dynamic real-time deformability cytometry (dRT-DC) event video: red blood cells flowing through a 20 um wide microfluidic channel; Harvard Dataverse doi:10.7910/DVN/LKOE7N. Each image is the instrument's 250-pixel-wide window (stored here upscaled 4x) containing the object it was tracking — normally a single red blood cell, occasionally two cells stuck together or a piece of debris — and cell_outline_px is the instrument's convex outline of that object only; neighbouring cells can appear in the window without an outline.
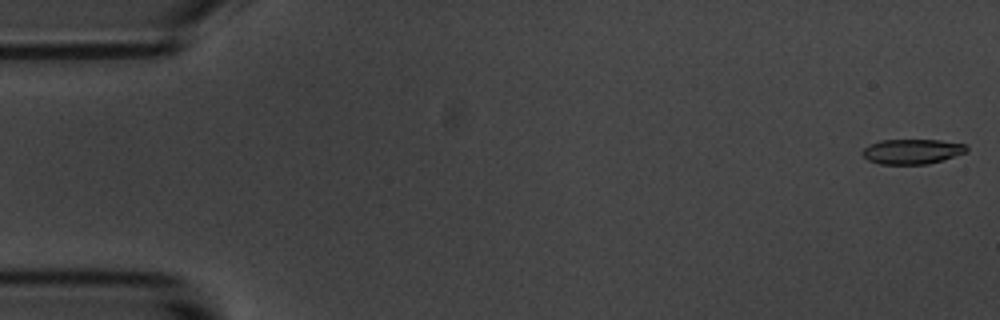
{"species": "common noctule bat (a hibernating species)", "species_latin": "Nyctalus noctula", "temperature_condition": "room temperature", "stored_images_in_passage": 8, "camera_frame_rate_fps": 3000, "um_per_image_px": 0.085, "animal": {"sex": "male", "body_mass_g": 20.1, "forearm_length_mm": 53.5}, "frame": {"image": 1, "passage_image": 1, "time_ms": 0.0, "image_size_px": [1000, 320], "cell_outline_px": [[968, 152], [928, 164], [880, 164], [868, 160], [860, 152], [864, 148], [880, 140], [940, 140], [968, 144]], "centroid_in_image_um": [77.57, 12.87], "position_along_channel_um": 7.4, "area_um2": 15.2}}
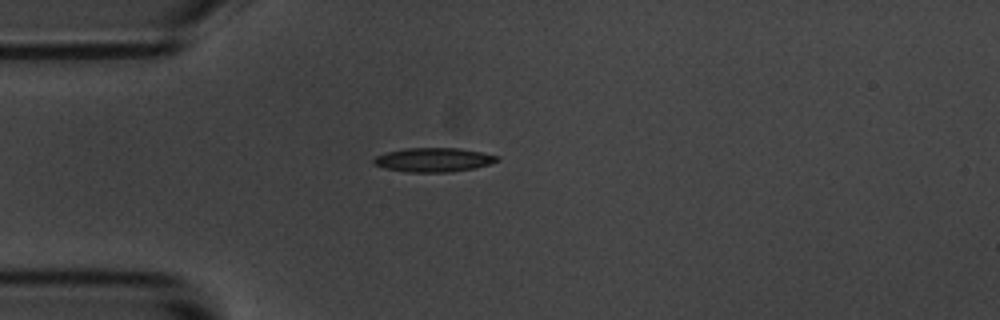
{"frame": {"image": 2, "passage_image": 5, "time_ms": 4.667, "image_size_px": [1000, 320], "cell_outline_px": [[500, 160], [476, 168], [448, 172], [408, 172], [384, 168], [376, 164], [372, 160], [376, 156], [384, 152], [404, 148], [460, 148], [500, 156]], "centroid_in_image_um": [36.85, 13.58], "position_along_channel_um": 48.1, "area_um2": 17.34}}
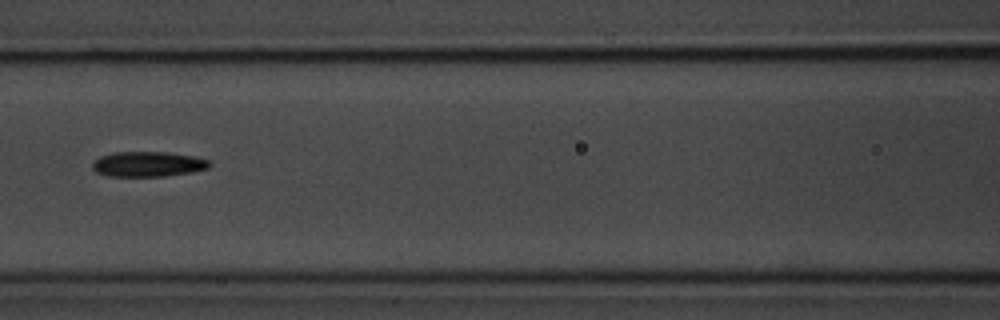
{"frame": {"image": 3, "passage_image": 8, "time_ms": 8.0, "image_size_px": [1000, 320], "cell_outline_px": [[212, 164], [208, 168], [192, 172], [164, 176], [108, 176], [96, 172], [92, 168], [92, 164], [100, 156], [116, 152], [168, 152], [196, 156], [208, 160]], "centroid_in_image_um": [12.6, 13.95], "position_along_channel_um": 154.0, "area_um2": 17.17}}